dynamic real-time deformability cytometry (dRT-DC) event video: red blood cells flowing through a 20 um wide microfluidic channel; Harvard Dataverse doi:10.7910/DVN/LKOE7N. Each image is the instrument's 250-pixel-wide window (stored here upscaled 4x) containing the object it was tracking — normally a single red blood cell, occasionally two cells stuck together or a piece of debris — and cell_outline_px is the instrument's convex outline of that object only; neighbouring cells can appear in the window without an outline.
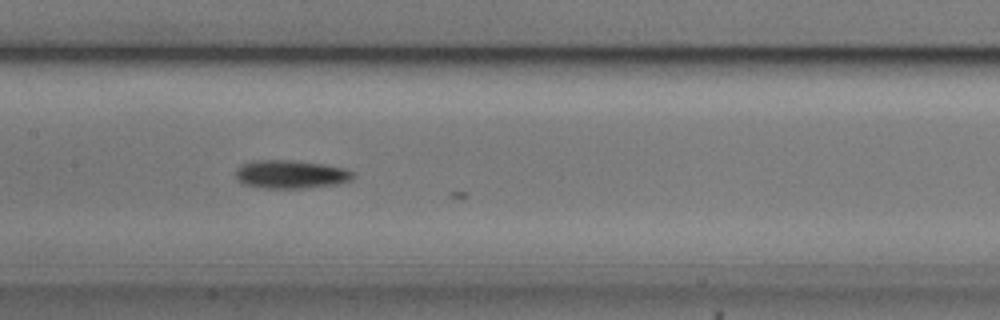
{"species": "common noctule bat (a hibernating species)", "species_latin": "Nyctalus noctula", "temperature_condition": "cold", "stored_images_in_passage": 29, "camera_frame_rate_fps": 3000, "um_per_image_px": 0.085, "animal": {"sex": "male", "body_mass_g": 20.5, "forearm_length_mm": 52.5}, "frame": {"image": 1, "passage_image": 26, "time_ms": 8.333, "image_size_px": [1000, 320], "cell_outline_px": [[356, 176], [352, 180], [340, 184], [300, 188], [264, 188], [244, 184], [236, 180], [236, 168], [240, 164], [256, 160], [288, 160], [324, 164], [344, 168], [352, 172]], "centroid_in_image_um": [24.71, 14.82], "position_along_channel_um": 182.7, "area_um2": 19.48}}